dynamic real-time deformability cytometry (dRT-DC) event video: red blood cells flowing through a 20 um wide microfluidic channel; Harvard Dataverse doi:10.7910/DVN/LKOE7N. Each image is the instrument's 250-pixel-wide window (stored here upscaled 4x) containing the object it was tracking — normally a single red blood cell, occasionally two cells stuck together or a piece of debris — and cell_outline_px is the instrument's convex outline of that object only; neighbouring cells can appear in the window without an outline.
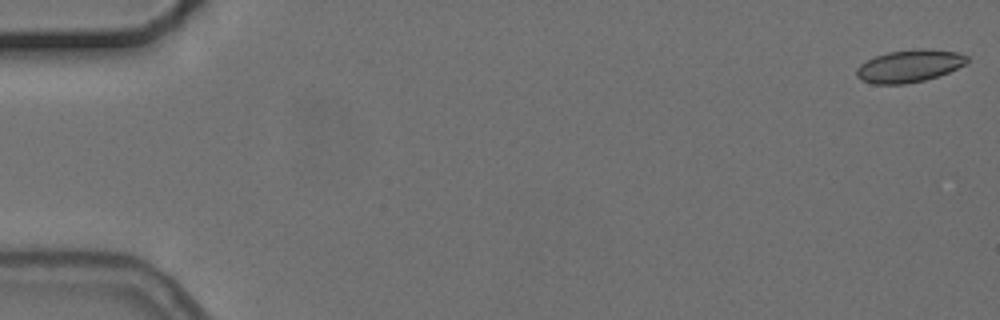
{"species": "common noctule bat (a hibernating species)", "species_latin": "Nyctalus noctula", "temperature_condition": "cold", "stored_images_in_passage": 5, "camera_frame_rate_fps": 3000, "um_per_image_px": 0.085, "animal": {"sex": "female", "body_mass_g": 24.6, "forearm_length_mm": 56.2}, "frame": {"image": 1, "passage_image": 1, "time_ms": 0.0, "image_size_px": [1000, 320], "cell_outline_px": [[968, 60], [964, 64], [948, 72], [924, 80], [904, 84], [872, 84], [860, 80], [856, 76], [856, 68], [860, 64], [876, 56], [888, 52], [916, 48], [924, 48], [956, 52], [968, 56]], "centroid_in_image_um": [77.25, 5.61], "position_along_channel_um": 7.8, "area_um2": 20.81}}
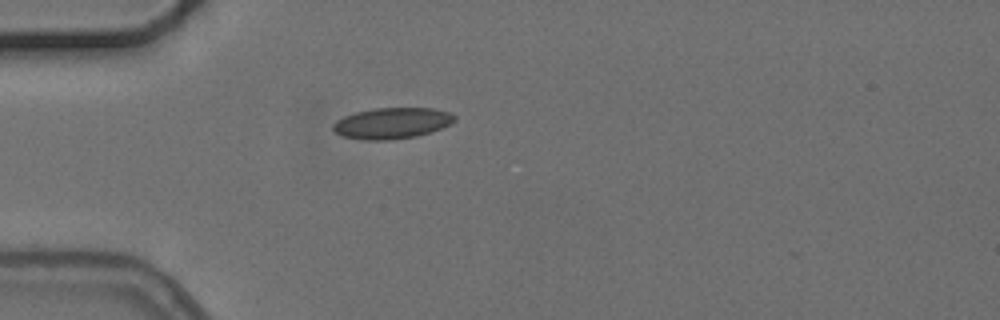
{"frame": {"image": 2, "passage_image": 5, "time_ms": 5.0, "image_size_px": [1000, 320], "cell_outline_px": [[456, 120], [452, 124], [416, 136], [392, 140], [364, 140], [340, 136], [332, 132], [332, 124], [336, 120], [344, 116], [356, 112], [376, 108], [432, 108], [452, 112], [456, 116]], "centroid_in_image_um": [33.3, 10.47], "position_along_channel_um": 51.7, "area_um2": 22.25}}